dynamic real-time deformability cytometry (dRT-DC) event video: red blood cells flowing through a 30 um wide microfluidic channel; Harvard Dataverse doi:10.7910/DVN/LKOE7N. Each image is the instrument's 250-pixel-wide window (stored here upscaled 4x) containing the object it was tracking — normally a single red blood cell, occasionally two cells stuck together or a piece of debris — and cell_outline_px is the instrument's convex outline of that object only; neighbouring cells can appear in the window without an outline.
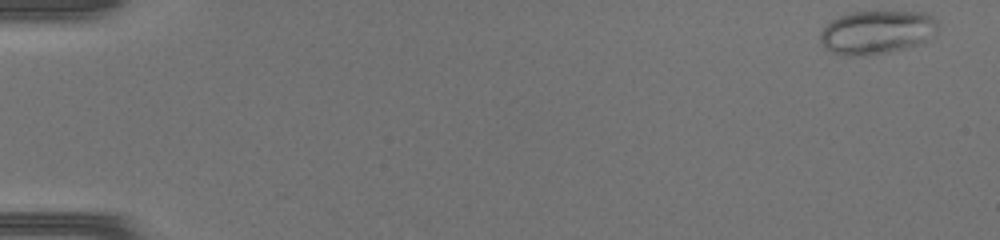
{"species": "common noctule bat (a hibernating species)", "species_latin": "Nyctalus noctula", "temperature_condition": "warm", "stored_images_in_passage": 46, "camera_frame_rate_fps": 3000, "um_per_image_px": 0.085, "animal": {"sex": "female", "body_mass_g": 17.0, "forearm_length_mm": 48.0}, "frame": {"image": 1, "passage_image": 1, "time_ms": 0.0, "image_size_px": [1000, 240], "cell_outline_px": [[936, 32], [924, 40], [916, 44], [904, 48], [888, 52], [860, 56], [844, 56], [832, 52], [824, 48], [820, 40], [820, 32], [832, 20], [840, 16], [852, 12], [924, 12], [932, 16], [936, 20]], "centroid_in_image_um": [74.48, 2.74], "position_along_channel_um": 10.5, "area_um2": 29.48}}
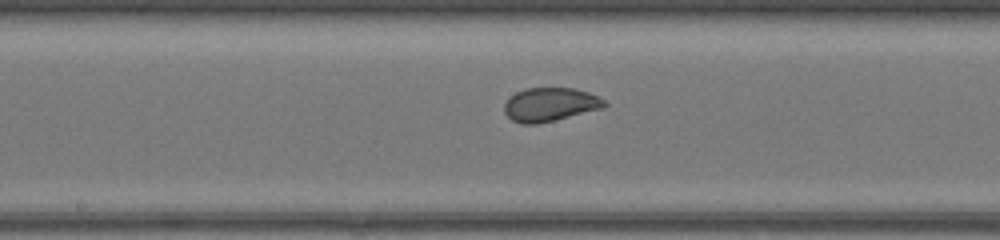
{"frame": {"image": 2, "passage_image": 25, "time_ms": 8.0, "image_size_px": [1000, 240], "cell_outline_px": [[608, 104], [604, 108], [536, 124], [520, 124], [512, 120], [504, 112], [504, 104], [516, 92], [528, 88], [572, 88], [588, 92], [604, 100]], "centroid_in_image_um": [46.75, 8.89], "position_along_channel_um": 201.4, "area_um2": 19.42}}
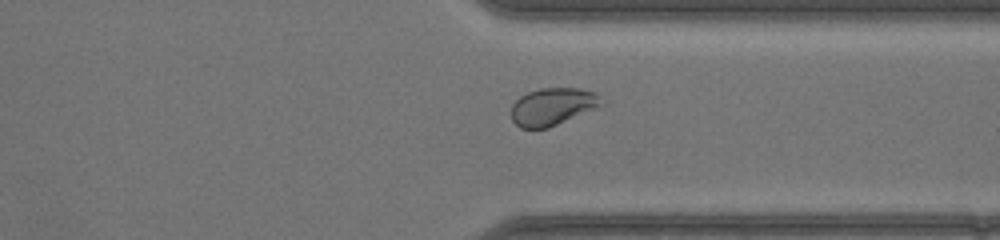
{"frame": {"image": 3, "passage_image": 36, "time_ms": 11.667, "image_size_px": [1000, 240], "cell_outline_px": [[604, 104], [548, 128], [520, 128], [512, 120], [512, 104], [520, 96], [528, 92], [540, 88], [580, 88], [596, 92]], "centroid_in_image_um": [46.95, 9.04], "position_along_channel_um": 364.4, "area_um2": 19.48}}